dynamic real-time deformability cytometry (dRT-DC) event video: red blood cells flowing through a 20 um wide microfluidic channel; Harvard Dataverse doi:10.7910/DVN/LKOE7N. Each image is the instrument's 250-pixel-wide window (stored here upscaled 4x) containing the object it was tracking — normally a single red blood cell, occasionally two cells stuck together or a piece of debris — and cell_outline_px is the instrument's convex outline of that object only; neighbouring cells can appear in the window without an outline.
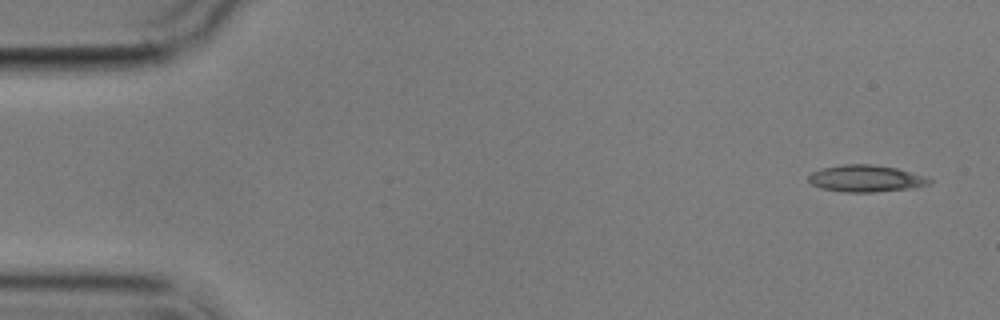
{"species": "common noctule bat (a hibernating species)", "species_latin": "Nyctalus noctula", "temperature_condition": "cold", "stored_images_in_passage": 5, "camera_frame_rate_fps": 3000, "um_per_image_px": 0.085, "animal": {"sex": "male", "body_mass_g": 17.9}, "frame": {"image": 1, "passage_image": 1, "time_ms": 0.0, "image_size_px": [1000, 320], "cell_outline_px": [[932, 180], [928, 184], [912, 188], [872, 192], [844, 192], [820, 188], [812, 184], [808, 180], [808, 176], [812, 172], [820, 168], [844, 164], [872, 164], [896, 168], [924, 176]], "centroid_in_image_um": [73.55, 15.17], "position_along_channel_um": 11.5, "area_um2": 18.79}}
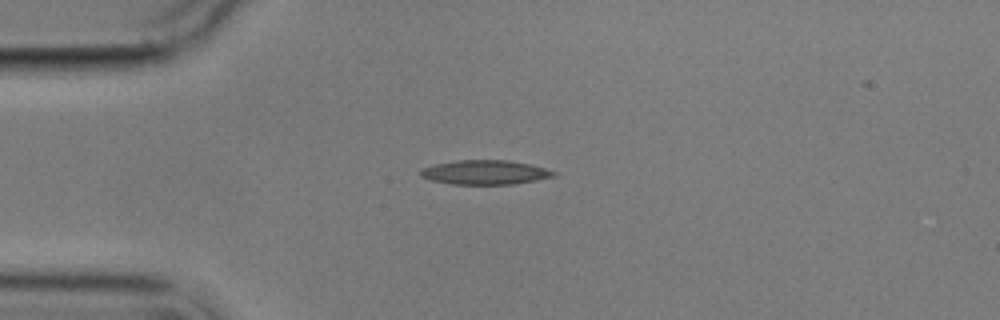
{"frame": {"image": 2, "passage_image": 4, "time_ms": 3.667, "image_size_px": [1000, 320], "cell_outline_px": [[556, 176], [536, 180], [512, 184], [452, 184], [432, 180], [420, 176], [420, 172], [424, 168], [436, 164], [456, 160], [508, 160], [528, 164], [544, 168], [556, 172]], "centroid_in_image_um": [41.24, 14.65], "position_along_channel_um": 43.8, "area_um2": 18.61}}